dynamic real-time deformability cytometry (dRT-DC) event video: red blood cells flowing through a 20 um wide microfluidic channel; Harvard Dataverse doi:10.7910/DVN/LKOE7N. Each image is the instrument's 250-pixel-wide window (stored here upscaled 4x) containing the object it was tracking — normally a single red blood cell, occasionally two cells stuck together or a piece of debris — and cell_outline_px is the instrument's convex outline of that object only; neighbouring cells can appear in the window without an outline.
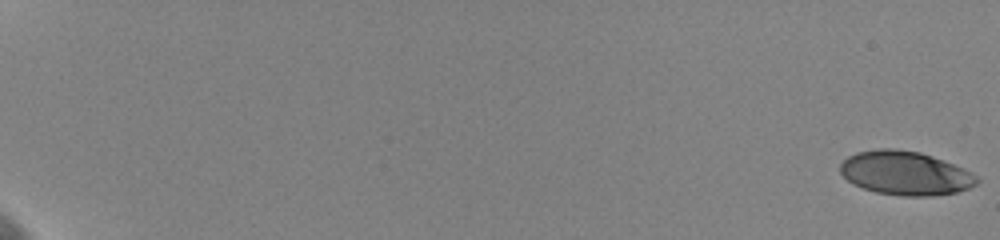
{"species": "human", "species_latin": "Homo sapiens", "temperature_condition": "cold", "stored_images_in_passage": 53, "camera_frame_rate_fps": 3000, "um_per_image_px": 0.085, "donor": {"sex": "female"}, "frame": {"image": 1, "passage_image": 1, "time_ms": 0.0, "image_size_px": [1000, 240], "cell_outline_px": [[980, 180], [976, 184], [968, 188], [956, 192], [932, 196], [904, 196], [876, 192], [852, 184], [840, 172], [840, 164], [848, 156], [856, 152], [876, 148], [892, 148], [920, 152], [932, 156], [964, 168], [976, 176]], "centroid_in_image_um": [76.93, 14.71], "position_along_channel_um": 8.1, "area_um2": 34.91}}